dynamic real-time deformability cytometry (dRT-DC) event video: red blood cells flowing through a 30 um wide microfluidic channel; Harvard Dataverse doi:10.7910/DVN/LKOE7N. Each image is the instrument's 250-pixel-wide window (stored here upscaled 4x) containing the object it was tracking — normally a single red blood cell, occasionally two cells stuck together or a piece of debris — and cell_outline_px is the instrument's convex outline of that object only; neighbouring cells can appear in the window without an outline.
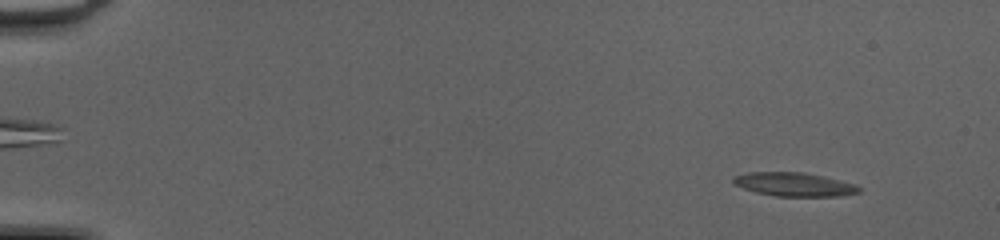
{"species": "common noctule bat (a hibernating species)", "species_latin": "Nyctalus noctula", "temperature_condition": "cold", "stored_images_in_passage": 51, "camera_frame_rate_fps": 3000, "um_per_image_px": 0.085, "animal": {"sex": "female", "body_mass_g": 20.0, "forearm_length_mm": 54.0}, "frame": {"image": 1, "passage_image": 5, "time_ms": 1.333, "image_size_px": [1000, 240], "cell_outline_px": [[860, 192], [836, 196], [776, 196], [756, 192], [732, 184], [732, 180], [736, 176], [752, 172], [800, 172], [820, 176], [852, 184], [860, 188]], "centroid_in_image_um": [67.44, 15.68], "position_along_channel_um": 17.6, "area_um2": 16.82}}
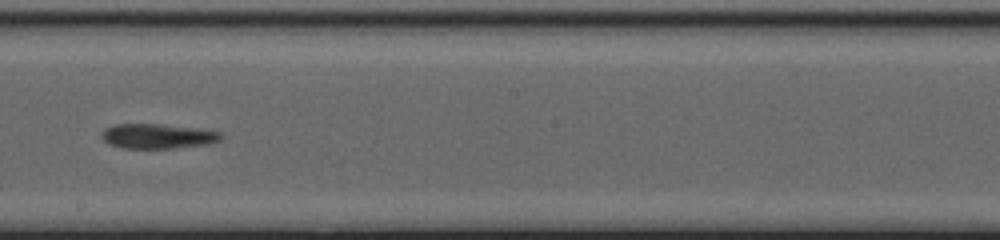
{"frame": {"image": 2, "passage_image": 31, "time_ms": 10.0, "image_size_px": [1000, 240], "cell_outline_px": [[220, 140], [204, 144], [172, 148], [124, 148], [108, 144], [100, 136], [100, 132], [104, 128], [116, 124], [156, 124], [192, 128], [220, 132]], "centroid_in_image_um": [13.28, 11.57], "position_along_channel_um": 234.9, "area_um2": 16.88}}
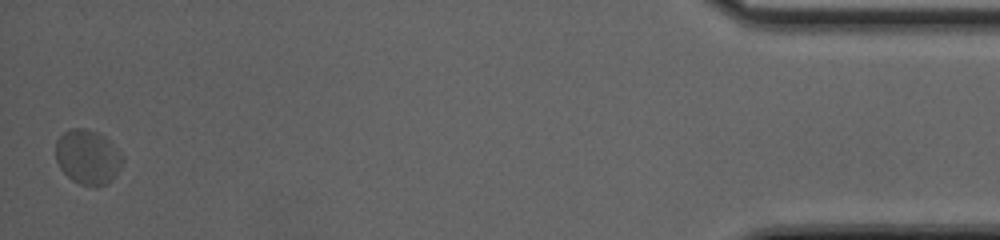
{"frame": {"image": 3, "passage_image": 51, "time_ms": 16.667, "image_size_px": [1000, 240], "cell_outline_px": [[124, 160], [116, 176], [112, 180], [104, 184], [80, 184], [72, 180], [60, 168], [56, 160], [56, 140], [64, 132], [72, 128], [84, 128], [96, 132], [104, 136], [124, 156]], "centroid_in_image_um": [7.46, 13.33], "position_along_channel_um": 427.7, "area_um2": 21.04}, "authors_computed_cell_mechanics": {"area_um2": 16.9354, "velocity_mm_per_s": 4.1157, "shape_relaxation_time_tau1_ms": 2.1194, "shape_relaxation_time_tau2_ms": 2.3741, "deformation_change_tau1": 0.0939, "deformation_change_tau2": 0.0774}}